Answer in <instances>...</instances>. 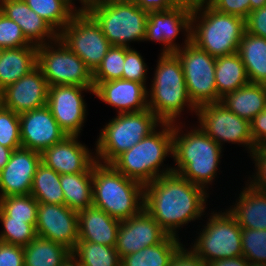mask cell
<instances>
[{"label": "cell", "instance_id": "obj_26", "mask_svg": "<svg viewBox=\"0 0 266 266\" xmlns=\"http://www.w3.org/2000/svg\"><path fill=\"white\" fill-rule=\"evenodd\" d=\"M220 102L228 110L249 122L266 108V85L248 83L226 93Z\"/></svg>", "mask_w": 266, "mask_h": 266}, {"label": "cell", "instance_id": "obj_9", "mask_svg": "<svg viewBox=\"0 0 266 266\" xmlns=\"http://www.w3.org/2000/svg\"><path fill=\"white\" fill-rule=\"evenodd\" d=\"M185 35L184 47L174 53L181 61L190 101L197 108L220 102L215 83L216 57L191 42V33Z\"/></svg>", "mask_w": 266, "mask_h": 266}, {"label": "cell", "instance_id": "obj_28", "mask_svg": "<svg viewBox=\"0 0 266 266\" xmlns=\"http://www.w3.org/2000/svg\"><path fill=\"white\" fill-rule=\"evenodd\" d=\"M237 53L246 68L250 83L266 85V39L245 30Z\"/></svg>", "mask_w": 266, "mask_h": 266}, {"label": "cell", "instance_id": "obj_4", "mask_svg": "<svg viewBox=\"0 0 266 266\" xmlns=\"http://www.w3.org/2000/svg\"><path fill=\"white\" fill-rule=\"evenodd\" d=\"M161 125V131H153L131 149L118 155L110 164L127 178L143 185L172 173V167H167L166 170L159 169L165 157L173 155V123Z\"/></svg>", "mask_w": 266, "mask_h": 266}, {"label": "cell", "instance_id": "obj_40", "mask_svg": "<svg viewBox=\"0 0 266 266\" xmlns=\"http://www.w3.org/2000/svg\"><path fill=\"white\" fill-rule=\"evenodd\" d=\"M0 145L10 149L21 146L19 114L0 104Z\"/></svg>", "mask_w": 266, "mask_h": 266}, {"label": "cell", "instance_id": "obj_43", "mask_svg": "<svg viewBox=\"0 0 266 266\" xmlns=\"http://www.w3.org/2000/svg\"><path fill=\"white\" fill-rule=\"evenodd\" d=\"M209 5L216 11L247 19L251 12L250 0H210Z\"/></svg>", "mask_w": 266, "mask_h": 266}, {"label": "cell", "instance_id": "obj_11", "mask_svg": "<svg viewBox=\"0 0 266 266\" xmlns=\"http://www.w3.org/2000/svg\"><path fill=\"white\" fill-rule=\"evenodd\" d=\"M202 232L191 247L205 262L243 256L242 228L236 219L226 212H213Z\"/></svg>", "mask_w": 266, "mask_h": 266}, {"label": "cell", "instance_id": "obj_27", "mask_svg": "<svg viewBox=\"0 0 266 266\" xmlns=\"http://www.w3.org/2000/svg\"><path fill=\"white\" fill-rule=\"evenodd\" d=\"M37 66V46L4 49L0 61V93Z\"/></svg>", "mask_w": 266, "mask_h": 266}, {"label": "cell", "instance_id": "obj_39", "mask_svg": "<svg viewBox=\"0 0 266 266\" xmlns=\"http://www.w3.org/2000/svg\"><path fill=\"white\" fill-rule=\"evenodd\" d=\"M243 256L251 263L266 264V230L242 228Z\"/></svg>", "mask_w": 266, "mask_h": 266}, {"label": "cell", "instance_id": "obj_37", "mask_svg": "<svg viewBox=\"0 0 266 266\" xmlns=\"http://www.w3.org/2000/svg\"><path fill=\"white\" fill-rule=\"evenodd\" d=\"M3 231L0 241L14 245L26 246L37 236L36 224L26 223V220L12 219V217H0Z\"/></svg>", "mask_w": 266, "mask_h": 266}, {"label": "cell", "instance_id": "obj_31", "mask_svg": "<svg viewBox=\"0 0 266 266\" xmlns=\"http://www.w3.org/2000/svg\"><path fill=\"white\" fill-rule=\"evenodd\" d=\"M64 204L80 211L93 206L92 173L61 174Z\"/></svg>", "mask_w": 266, "mask_h": 266}, {"label": "cell", "instance_id": "obj_7", "mask_svg": "<svg viewBox=\"0 0 266 266\" xmlns=\"http://www.w3.org/2000/svg\"><path fill=\"white\" fill-rule=\"evenodd\" d=\"M83 9L100 26L112 46L130 48L132 41H145L148 11L136 2L93 0Z\"/></svg>", "mask_w": 266, "mask_h": 266}, {"label": "cell", "instance_id": "obj_53", "mask_svg": "<svg viewBox=\"0 0 266 266\" xmlns=\"http://www.w3.org/2000/svg\"><path fill=\"white\" fill-rule=\"evenodd\" d=\"M180 4H186L191 7L198 5L209 4L210 0H177Z\"/></svg>", "mask_w": 266, "mask_h": 266}, {"label": "cell", "instance_id": "obj_17", "mask_svg": "<svg viewBox=\"0 0 266 266\" xmlns=\"http://www.w3.org/2000/svg\"><path fill=\"white\" fill-rule=\"evenodd\" d=\"M193 7L179 4L177 7L162 11H149L146 24L145 41L161 42L162 53H174L180 45L175 43L182 29L191 33Z\"/></svg>", "mask_w": 266, "mask_h": 266}, {"label": "cell", "instance_id": "obj_13", "mask_svg": "<svg viewBox=\"0 0 266 266\" xmlns=\"http://www.w3.org/2000/svg\"><path fill=\"white\" fill-rule=\"evenodd\" d=\"M200 128L217 144L232 142L246 145L250 154L256 146L250 132V122L228 110L221 102L204 104L197 108Z\"/></svg>", "mask_w": 266, "mask_h": 266}, {"label": "cell", "instance_id": "obj_19", "mask_svg": "<svg viewBox=\"0 0 266 266\" xmlns=\"http://www.w3.org/2000/svg\"><path fill=\"white\" fill-rule=\"evenodd\" d=\"M19 120L23 148L42 153L67 136L47 106L19 114Z\"/></svg>", "mask_w": 266, "mask_h": 266}, {"label": "cell", "instance_id": "obj_59", "mask_svg": "<svg viewBox=\"0 0 266 266\" xmlns=\"http://www.w3.org/2000/svg\"><path fill=\"white\" fill-rule=\"evenodd\" d=\"M251 266H266V264L257 263V264H251Z\"/></svg>", "mask_w": 266, "mask_h": 266}, {"label": "cell", "instance_id": "obj_47", "mask_svg": "<svg viewBox=\"0 0 266 266\" xmlns=\"http://www.w3.org/2000/svg\"><path fill=\"white\" fill-rule=\"evenodd\" d=\"M253 160L256 162L255 166L257 167V172L252 176L250 185L257 189L258 191L266 193V155L260 153L256 148L250 154Z\"/></svg>", "mask_w": 266, "mask_h": 266}, {"label": "cell", "instance_id": "obj_29", "mask_svg": "<svg viewBox=\"0 0 266 266\" xmlns=\"http://www.w3.org/2000/svg\"><path fill=\"white\" fill-rule=\"evenodd\" d=\"M215 83L220 97L250 83L238 53L216 57Z\"/></svg>", "mask_w": 266, "mask_h": 266}, {"label": "cell", "instance_id": "obj_42", "mask_svg": "<svg viewBox=\"0 0 266 266\" xmlns=\"http://www.w3.org/2000/svg\"><path fill=\"white\" fill-rule=\"evenodd\" d=\"M146 63L142 56L135 49L125 47V60L122 79L136 81L141 84H146Z\"/></svg>", "mask_w": 266, "mask_h": 266}, {"label": "cell", "instance_id": "obj_12", "mask_svg": "<svg viewBox=\"0 0 266 266\" xmlns=\"http://www.w3.org/2000/svg\"><path fill=\"white\" fill-rule=\"evenodd\" d=\"M58 38L84 61L92 73L112 46L100 26L84 9L72 17L58 33Z\"/></svg>", "mask_w": 266, "mask_h": 266}, {"label": "cell", "instance_id": "obj_6", "mask_svg": "<svg viewBox=\"0 0 266 266\" xmlns=\"http://www.w3.org/2000/svg\"><path fill=\"white\" fill-rule=\"evenodd\" d=\"M155 70L150 96L148 94V108L163 123L177 122L187 105L196 113L197 107L190 101L178 56L175 53H161Z\"/></svg>", "mask_w": 266, "mask_h": 266}, {"label": "cell", "instance_id": "obj_50", "mask_svg": "<svg viewBox=\"0 0 266 266\" xmlns=\"http://www.w3.org/2000/svg\"><path fill=\"white\" fill-rule=\"evenodd\" d=\"M207 266H251V263L244 257L224 258L206 263Z\"/></svg>", "mask_w": 266, "mask_h": 266}, {"label": "cell", "instance_id": "obj_56", "mask_svg": "<svg viewBox=\"0 0 266 266\" xmlns=\"http://www.w3.org/2000/svg\"><path fill=\"white\" fill-rule=\"evenodd\" d=\"M79 1L81 3L82 7L79 8L78 10H82L84 8L85 4H87L88 2L93 1V0H79Z\"/></svg>", "mask_w": 266, "mask_h": 266}, {"label": "cell", "instance_id": "obj_2", "mask_svg": "<svg viewBox=\"0 0 266 266\" xmlns=\"http://www.w3.org/2000/svg\"><path fill=\"white\" fill-rule=\"evenodd\" d=\"M182 128L173 123V172L205 189L217 175L222 147L201 128L179 135ZM178 168V169H177Z\"/></svg>", "mask_w": 266, "mask_h": 266}, {"label": "cell", "instance_id": "obj_21", "mask_svg": "<svg viewBox=\"0 0 266 266\" xmlns=\"http://www.w3.org/2000/svg\"><path fill=\"white\" fill-rule=\"evenodd\" d=\"M78 136H66L61 142L41 153V162L61 174L93 173L95 157L78 140Z\"/></svg>", "mask_w": 266, "mask_h": 266}, {"label": "cell", "instance_id": "obj_58", "mask_svg": "<svg viewBox=\"0 0 266 266\" xmlns=\"http://www.w3.org/2000/svg\"><path fill=\"white\" fill-rule=\"evenodd\" d=\"M3 52H4V48L0 47V61H1V58H2V55H3Z\"/></svg>", "mask_w": 266, "mask_h": 266}, {"label": "cell", "instance_id": "obj_22", "mask_svg": "<svg viewBox=\"0 0 266 266\" xmlns=\"http://www.w3.org/2000/svg\"><path fill=\"white\" fill-rule=\"evenodd\" d=\"M93 84V94L101 101L118 108V114L141 112L148 109L149 92L144 84L124 79L93 82Z\"/></svg>", "mask_w": 266, "mask_h": 266}, {"label": "cell", "instance_id": "obj_14", "mask_svg": "<svg viewBox=\"0 0 266 266\" xmlns=\"http://www.w3.org/2000/svg\"><path fill=\"white\" fill-rule=\"evenodd\" d=\"M76 85H53L49 87L46 106L67 136H78L86 117V104L82 91H91Z\"/></svg>", "mask_w": 266, "mask_h": 266}, {"label": "cell", "instance_id": "obj_8", "mask_svg": "<svg viewBox=\"0 0 266 266\" xmlns=\"http://www.w3.org/2000/svg\"><path fill=\"white\" fill-rule=\"evenodd\" d=\"M159 123V124H158ZM163 122L148 108L141 112L120 113L100 132L96 161L110 164L122 152L149 136Z\"/></svg>", "mask_w": 266, "mask_h": 266}, {"label": "cell", "instance_id": "obj_15", "mask_svg": "<svg viewBox=\"0 0 266 266\" xmlns=\"http://www.w3.org/2000/svg\"><path fill=\"white\" fill-rule=\"evenodd\" d=\"M37 236L65 245L71 251L78 242V211L65 204L38 203Z\"/></svg>", "mask_w": 266, "mask_h": 266}, {"label": "cell", "instance_id": "obj_57", "mask_svg": "<svg viewBox=\"0 0 266 266\" xmlns=\"http://www.w3.org/2000/svg\"><path fill=\"white\" fill-rule=\"evenodd\" d=\"M116 2H136L137 0H112Z\"/></svg>", "mask_w": 266, "mask_h": 266}, {"label": "cell", "instance_id": "obj_20", "mask_svg": "<svg viewBox=\"0 0 266 266\" xmlns=\"http://www.w3.org/2000/svg\"><path fill=\"white\" fill-rule=\"evenodd\" d=\"M41 153L20 147L15 149L9 162L0 171V198L29 195Z\"/></svg>", "mask_w": 266, "mask_h": 266}, {"label": "cell", "instance_id": "obj_45", "mask_svg": "<svg viewBox=\"0 0 266 266\" xmlns=\"http://www.w3.org/2000/svg\"><path fill=\"white\" fill-rule=\"evenodd\" d=\"M246 31L266 39V6L252 10L245 20Z\"/></svg>", "mask_w": 266, "mask_h": 266}, {"label": "cell", "instance_id": "obj_23", "mask_svg": "<svg viewBox=\"0 0 266 266\" xmlns=\"http://www.w3.org/2000/svg\"><path fill=\"white\" fill-rule=\"evenodd\" d=\"M0 11L20 26L25 38L32 45L40 46L58 39V33L31 10L24 0H0Z\"/></svg>", "mask_w": 266, "mask_h": 266}, {"label": "cell", "instance_id": "obj_44", "mask_svg": "<svg viewBox=\"0 0 266 266\" xmlns=\"http://www.w3.org/2000/svg\"><path fill=\"white\" fill-rule=\"evenodd\" d=\"M0 266H24L23 246L0 241Z\"/></svg>", "mask_w": 266, "mask_h": 266}, {"label": "cell", "instance_id": "obj_24", "mask_svg": "<svg viewBox=\"0 0 266 266\" xmlns=\"http://www.w3.org/2000/svg\"><path fill=\"white\" fill-rule=\"evenodd\" d=\"M121 221L91 206L78 211V241L115 247Z\"/></svg>", "mask_w": 266, "mask_h": 266}, {"label": "cell", "instance_id": "obj_18", "mask_svg": "<svg viewBox=\"0 0 266 266\" xmlns=\"http://www.w3.org/2000/svg\"><path fill=\"white\" fill-rule=\"evenodd\" d=\"M48 90L49 85L36 66L0 93V104L17 114L39 109L47 104Z\"/></svg>", "mask_w": 266, "mask_h": 266}, {"label": "cell", "instance_id": "obj_25", "mask_svg": "<svg viewBox=\"0 0 266 266\" xmlns=\"http://www.w3.org/2000/svg\"><path fill=\"white\" fill-rule=\"evenodd\" d=\"M229 213L241 228L266 230V193L258 191L250 184L239 194Z\"/></svg>", "mask_w": 266, "mask_h": 266}, {"label": "cell", "instance_id": "obj_49", "mask_svg": "<svg viewBox=\"0 0 266 266\" xmlns=\"http://www.w3.org/2000/svg\"><path fill=\"white\" fill-rule=\"evenodd\" d=\"M136 4L149 12L173 9L180 3L177 0H137Z\"/></svg>", "mask_w": 266, "mask_h": 266}, {"label": "cell", "instance_id": "obj_46", "mask_svg": "<svg viewBox=\"0 0 266 266\" xmlns=\"http://www.w3.org/2000/svg\"><path fill=\"white\" fill-rule=\"evenodd\" d=\"M169 266H207L192 249L187 250L181 244L173 254Z\"/></svg>", "mask_w": 266, "mask_h": 266}, {"label": "cell", "instance_id": "obj_30", "mask_svg": "<svg viewBox=\"0 0 266 266\" xmlns=\"http://www.w3.org/2000/svg\"><path fill=\"white\" fill-rule=\"evenodd\" d=\"M23 250L24 266H60L71 254L65 245L40 236L23 246Z\"/></svg>", "mask_w": 266, "mask_h": 266}, {"label": "cell", "instance_id": "obj_3", "mask_svg": "<svg viewBox=\"0 0 266 266\" xmlns=\"http://www.w3.org/2000/svg\"><path fill=\"white\" fill-rule=\"evenodd\" d=\"M92 186L93 206L117 220L129 219L143 209L144 185L127 178L111 164H93Z\"/></svg>", "mask_w": 266, "mask_h": 266}, {"label": "cell", "instance_id": "obj_38", "mask_svg": "<svg viewBox=\"0 0 266 266\" xmlns=\"http://www.w3.org/2000/svg\"><path fill=\"white\" fill-rule=\"evenodd\" d=\"M125 47L111 46L100 65L93 72V82L122 79Z\"/></svg>", "mask_w": 266, "mask_h": 266}, {"label": "cell", "instance_id": "obj_16", "mask_svg": "<svg viewBox=\"0 0 266 266\" xmlns=\"http://www.w3.org/2000/svg\"><path fill=\"white\" fill-rule=\"evenodd\" d=\"M168 236L169 234L143 208L133 217L121 221L115 249L122 258L159 244Z\"/></svg>", "mask_w": 266, "mask_h": 266}, {"label": "cell", "instance_id": "obj_33", "mask_svg": "<svg viewBox=\"0 0 266 266\" xmlns=\"http://www.w3.org/2000/svg\"><path fill=\"white\" fill-rule=\"evenodd\" d=\"M30 194L38 203L64 204L60 174L41 162L33 177Z\"/></svg>", "mask_w": 266, "mask_h": 266}, {"label": "cell", "instance_id": "obj_41", "mask_svg": "<svg viewBox=\"0 0 266 266\" xmlns=\"http://www.w3.org/2000/svg\"><path fill=\"white\" fill-rule=\"evenodd\" d=\"M32 45L24 36L20 26L13 20L9 19L0 11V47L18 48Z\"/></svg>", "mask_w": 266, "mask_h": 266}, {"label": "cell", "instance_id": "obj_55", "mask_svg": "<svg viewBox=\"0 0 266 266\" xmlns=\"http://www.w3.org/2000/svg\"><path fill=\"white\" fill-rule=\"evenodd\" d=\"M256 149L266 155V137L263 138L257 145H256Z\"/></svg>", "mask_w": 266, "mask_h": 266}, {"label": "cell", "instance_id": "obj_35", "mask_svg": "<svg viewBox=\"0 0 266 266\" xmlns=\"http://www.w3.org/2000/svg\"><path fill=\"white\" fill-rule=\"evenodd\" d=\"M71 253L81 266H121V258L115 247L78 241Z\"/></svg>", "mask_w": 266, "mask_h": 266}, {"label": "cell", "instance_id": "obj_52", "mask_svg": "<svg viewBox=\"0 0 266 266\" xmlns=\"http://www.w3.org/2000/svg\"><path fill=\"white\" fill-rule=\"evenodd\" d=\"M60 266H81V263L77 258L71 253L67 258L62 262Z\"/></svg>", "mask_w": 266, "mask_h": 266}, {"label": "cell", "instance_id": "obj_51", "mask_svg": "<svg viewBox=\"0 0 266 266\" xmlns=\"http://www.w3.org/2000/svg\"><path fill=\"white\" fill-rule=\"evenodd\" d=\"M14 150L0 145V171L9 162L10 156Z\"/></svg>", "mask_w": 266, "mask_h": 266}, {"label": "cell", "instance_id": "obj_48", "mask_svg": "<svg viewBox=\"0 0 266 266\" xmlns=\"http://www.w3.org/2000/svg\"><path fill=\"white\" fill-rule=\"evenodd\" d=\"M250 132L255 146L266 137V108L250 121Z\"/></svg>", "mask_w": 266, "mask_h": 266}, {"label": "cell", "instance_id": "obj_1", "mask_svg": "<svg viewBox=\"0 0 266 266\" xmlns=\"http://www.w3.org/2000/svg\"><path fill=\"white\" fill-rule=\"evenodd\" d=\"M207 195L206 189L172 172L144 185L143 208L169 235L178 237L176 229L204 213Z\"/></svg>", "mask_w": 266, "mask_h": 266}, {"label": "cell", "instance_id": "obj_54", "mask_svg": "<svg viewBox=\"0 0 266 266\" xmlns=\"http://www.w3.org/2000/svg\"><path fill=\"white\" fill-rule=\"evenodd\" d=\"M251 11L262 8L266 5V0H250Z\"/></svg>", "mask_w": 266, "mask_h": 266}, {"label": "cell", "instance_id": "obj_10", "mask_svg": "<svg viewBox=\"0 0 266 266\" xmlns=\"http://www.w3.org/2000/svg\"><path fill=\"white\" fill-rule=\"evenodd\" d=\"M51 44L56 45L53 47L48 43L37 46V66L41 69L49 87L76 85L94 88L93 73L84 61L59 38Z\"/></svg>", "mask_w": 266, "mask_h": 266}, {"label": "cell", "instance_id": "obj_32", "mask_svg": "<svg viewBox=\"0 0 266 266\" xmlns=\"http://www.w3.org/2000/svg\"><path fill=\"white\" fill-rule=\"evenodd\" d=\"M178 238L169 235L159 244L126 255L121 258V266H169L174 252L181 245Z\"/></svg>", "mask_w": 266, "mask_h": 266}, {"label": "cell", "instance_id": "obj_36", "mask_svg": "<svg viewBox=\"0 0 266 266\" xmlns=\"http://www.w3.org/2000/svg\"><path fill=\"white\" fill-rule=\"evenodd\" d=\"M37 212L38 202L31 194L0 198V217H12L36 224Z\"/></svg>", "mask_w": 266, "mask_h": 266}, {"label": "cell", "instance_id": "obj_5", "mask_svg": "<svg viewBox=\"0 0 266 266\" xmlns=\"http://www.w3.org/2000/svg\"><path fill=\"white\" fill-rule=\"evenodd\" d=\"M245 30L243 18L220 13L209 4L198 5L192 9L191 42L211 56L237 53Z\"/></svg>", "mask_w": 266, "mask_h": 266}, {"label": "cell", "instance_id": "obj_34", "mask_svg": "<svg viewBox=\"0 0 266 266\" xmlns=\"http://www.w3.org/2000/svg\"><path fill=\"white\" fill-rule=\"evenodd\" d=\"M31 10L59 33L79 11L69 0H24ZM73 6V7H72Z\"/></svg>", "mask_w": 266, "mask_h": 266}]
</instances>
